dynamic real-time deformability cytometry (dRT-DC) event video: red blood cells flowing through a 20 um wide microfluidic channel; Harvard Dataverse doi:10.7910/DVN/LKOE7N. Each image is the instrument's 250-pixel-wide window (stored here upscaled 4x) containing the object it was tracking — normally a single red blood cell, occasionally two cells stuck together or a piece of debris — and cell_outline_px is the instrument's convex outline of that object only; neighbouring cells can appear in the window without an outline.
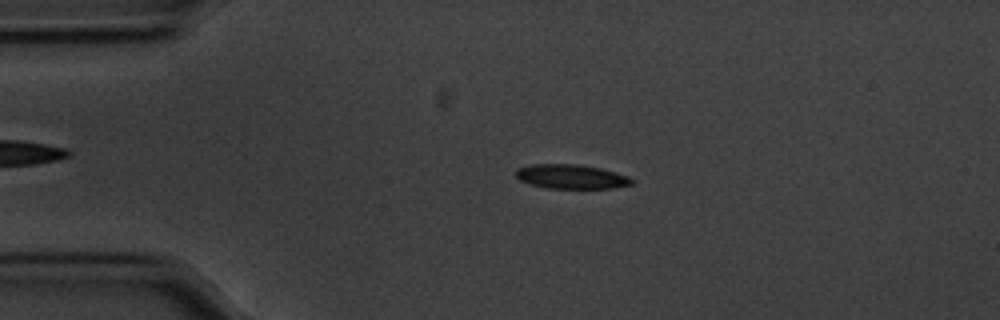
{"species": "common noctule bat (a hibernating species)", "species_latin": "Nyctalus noctula", "temperature_condition": "cold", "stored_images_in_passage": 53, "camera_frame_rate_fps": 3000, "um_per_image_px": 0.085, "animal": {"sex": "male", "body_mass_g": 20.1, "forearm_length_mm": 53.5}, "frame": {"image": 1, "passage_image": 9, "time_ms": 2.667, "image_size_px": [1000, 320], "cell_outline_px": [[636, 180], [632, 184], [616, 188], [548, 188], [532, 184], [520, 180], [516, 176], [516, 168], [532, 164], [576, 164], [600, 168], [616, 172], [628, 176]], "centroid_in_image_um": [48.59, 15.01], "position_along_channel_um": 36.4, "area_um2": 16.42}}
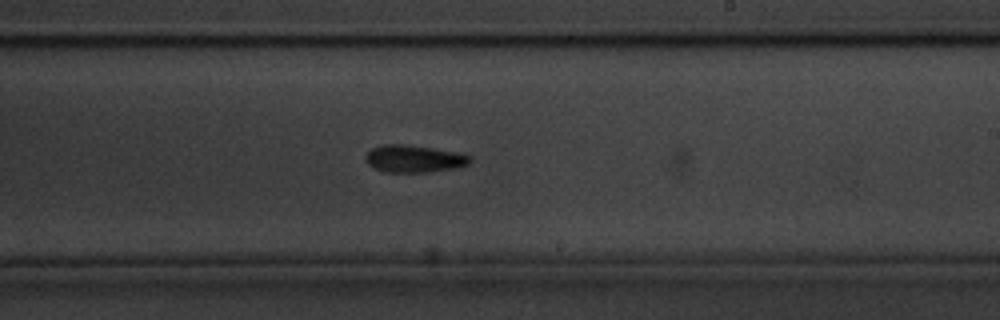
{"frame": {"image": 2, "passage_image": 30, "time_ms": 9.667, "image_size_px": [1000, 320], "cell_outline_px": [[472, 160], [468, 164], [460, 168], [432, 172], [384, 172], [372, 168], [364, 160], [364, 156], [372, 148], [380, 144], [400, 144], [432, 148], [460, 152], [472, 156]], "centroid_in_image_um": [35.21, 13.5], "position_along_channel_um": 253.8, "area_um2": 17.05}}
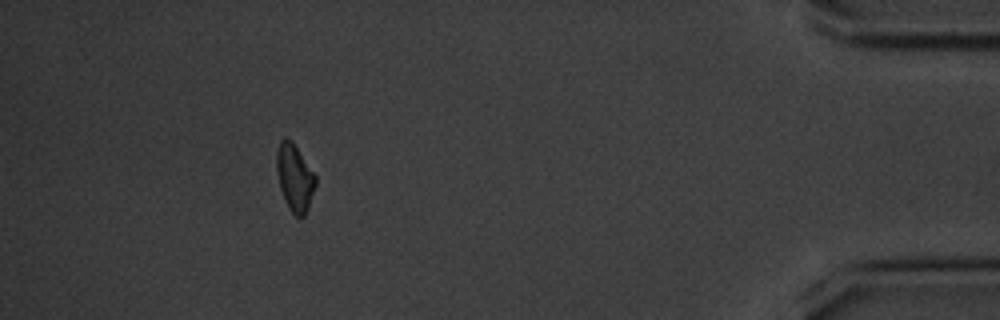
{"frame": {"image": 3, "passage_image": 48, "time_ms": 15.667, "image_size_px": [1000, 320], "cell_outline_px": [[316, 184], [308, 208], [304, 216], [296, 216], [292, 212], [280, 188], [276, 172], [276, 152], [280, 140], [284, 136], [292, 140], [316, 176]], "centroid_in_image_um": [25.04, 15.03], "position_along_channel_um": 410.2, "area_um2": 15.09}, "authors_computed_cell_mechanics": {"area_um2": 16.2418, "velocity_mm_per_s": 3.5506, "shape_relaxation_time_tau1_ms": 3.4015, "shape_relaxation_time_tau2_ms": 10.3587, "deformation_change_tau1": 0.0932, "deformation_change_tau2": 0.1748}}